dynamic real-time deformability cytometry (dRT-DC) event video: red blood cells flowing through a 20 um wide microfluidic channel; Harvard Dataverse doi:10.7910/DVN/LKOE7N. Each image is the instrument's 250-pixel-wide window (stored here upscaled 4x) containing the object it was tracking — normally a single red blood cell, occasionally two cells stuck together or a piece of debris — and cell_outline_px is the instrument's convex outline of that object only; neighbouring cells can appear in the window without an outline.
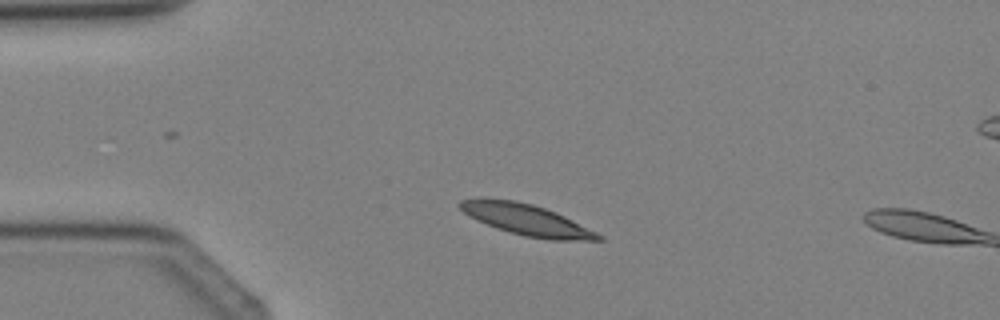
{"species": "Egyptian fruit bat (a non-hibernating species)", "species_latin": "Rousettus aegyptiacus", "temperature_condition": "cold", "stored_images_in_passage": 3, "camera_frame_rate_fps": 3000, "um_per_image_px": 0.085, "animal": {"sex": "female"}, "frame": {"image": 1, "passage_image": 2, "time_ms": 1.333, "image_size_px": [1000, 320], "cell_outline_px": [[604, 240], [548, 240], [524, 236], [496, 228], [476, 220], [468, 216], [456, 204], [460, 200], [476, 196], [480, 196], [516, 200], [532, 204], [556, 212], [604, 236]], "centroid_in_image_um": [44.67, 18.65], "position_along_channel_um": 40.3, "area_um2": 25.49}}